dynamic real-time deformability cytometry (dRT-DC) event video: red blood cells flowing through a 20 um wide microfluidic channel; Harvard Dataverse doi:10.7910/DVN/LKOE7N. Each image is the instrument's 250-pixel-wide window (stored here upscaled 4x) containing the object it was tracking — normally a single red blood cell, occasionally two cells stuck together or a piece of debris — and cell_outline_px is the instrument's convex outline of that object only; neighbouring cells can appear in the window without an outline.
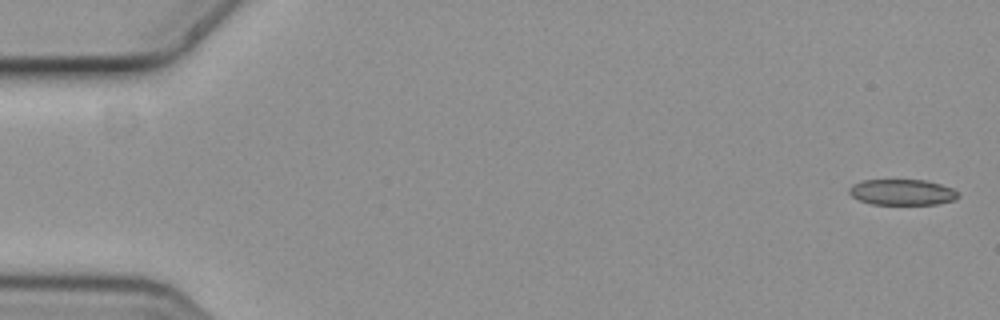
{"species": "common noctule bat (a hibernating species)", "species_latin": "Nyctalus noctula", "temperature_condition": "cold", "stored_images_in_passage": 5, "camera_frame_rate_fps": 3000, "um_per_image_px": 0.085, "animal": {"sex": "female", "body_mass_g": 19.3, "forearm_length_mm": 54.1}, "frame": {"image": 1, "passage_image": 1, "time_ms": 0.0, "image_size_px": [1000, 320], "cell_outline_px": [[960, 196], [956, 200], [936, 204], [872, 204], [860, 200], [852, 196], [848, 192], [848, 188], [852, 184], [864, 180], [924, 180], [940, 184], [952, 188]], "centroid_in_image_um": [76.68, 16.34], "position_along_channel_um": 8.3, "area_um2": 16.36}}